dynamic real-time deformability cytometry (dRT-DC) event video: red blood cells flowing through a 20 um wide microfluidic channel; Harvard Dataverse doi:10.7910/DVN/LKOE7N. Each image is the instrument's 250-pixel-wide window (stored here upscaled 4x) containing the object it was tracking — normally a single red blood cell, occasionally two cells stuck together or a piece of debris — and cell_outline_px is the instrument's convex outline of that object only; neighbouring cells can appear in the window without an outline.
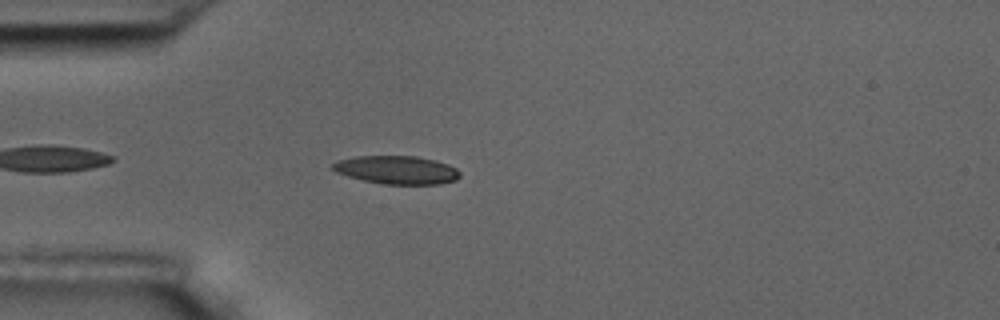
{"species": "common noctule bat (a hibernating species)", "species_latin": "Nyctalus noctula", "temperature_condition": "room temperature", "stored_images_in_passage": 26, "camera_frame_rate_fps": 3000, "um_per_image_px": 0.085, "animal": {"sex": "male", "body_mass_g": 17.5, "forearm_length_mm": 52.3}, "frame": {"image": 1, "passage_image": 4, "time_ms": 1.0, "image_size_px": [1000, 320], "cell_outline_px": [[460, 176], [456, 180], [440, 184], [380, 184], [348, 176], [336, 172], [332, 168], [332, 164], [336, 160], [356, 156], [416, 156], [448, 164], [456, 168], [460, 172]], "centroid_in_image_um": [33.72, 14.44], "position_along_channel_um": 51.3, "area_um2": 20.92}}
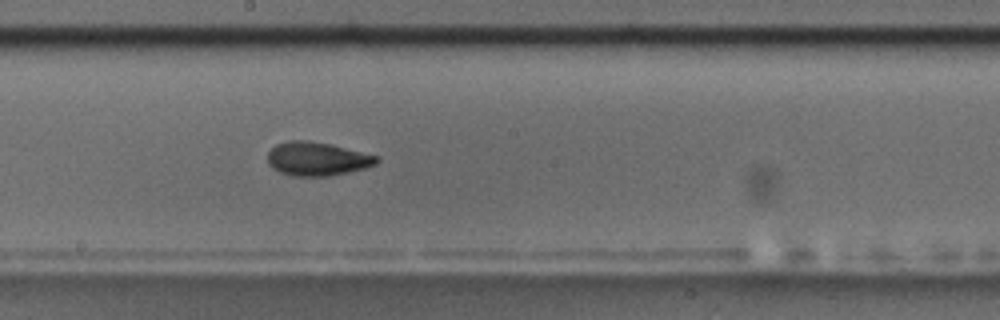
{"frame": {"image": 2, "passage_image": 19, "time_ms": 6.0, "image_size_px": [1000, 320], "cell_outline_px": [[380, 160], [376, 164], [364, 168], [348, 172], [328, 176], [292, 176], [280, 172], [272, 168], [268, 164], [268, 152], [276, 144], [288, 140], [308, 140], [328, 144], [376, 156]], "centroid_in_image_um": [26.9, 13.51], "position_along_channel_um": 221.3, "area_um2": 21.15}}
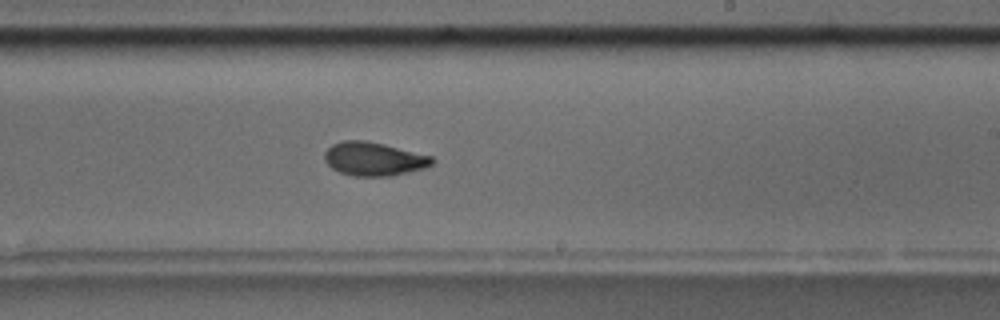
{"frame": {"image": 3, "passage_image": 22, "time_ms": 7.0, "image_size_px": [1000, 320], "cell_outline_px": [[436, 160], [432, 164], [424, 168], [392, 176], [352, 176], [340, 172], [332, 168], [324, 160], [324, 152], [332, 144], [344, 140], [364, 140], [384, 144], [432, 156]], "centroid_in_image_um": [31.77, 13.51], "position_along_channel_um": 257.2, "area_um2": 21.1}}